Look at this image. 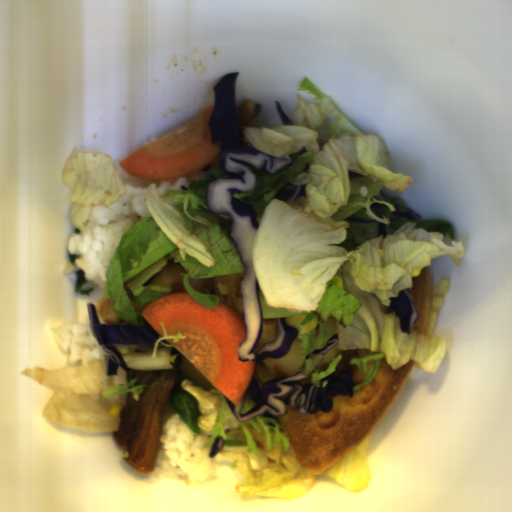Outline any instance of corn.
<instances>
[{
  "label": "corn",
  "mask_w": 512,
  "mask_h": 512,
  "mask_svg": "<svg viewBox=\"0 0 512 512\" xmlns=\"http://www.w3.org/2000/svg\"><path fill=\"white\" fill-rule=\"evenodd\" d=\"M307 317V314L294 315L290 317H286V322L289 327H294L297 330L298 339H302V335L312 331L318 325L319 319L316 316L312 320H310L306 325H300L302 321Z\"/></svg>",
  "instance_id": "1"
},
{
  "label": "corn",
  "mask_w": 512,
  "mask_h": 512,
  "mask_svg": "<svg viewBox=\"0 0 512 512\" xmlns=\"http://www.w3.org/2000/svg\"><path fill=\"white\" fill-rule=\"evenodd\" d=\"M123 408L124 404H117L115 406H112L109 414H111L112 416H121L120 410Z\"/></svg>",
  "instance_id": "2"
},
{
  "label": "corn",
  "mask_w": 512,
  "mask_h": 512,
  "mask_svg": "<svg viewBox=\"0 0 512 512\" xmlns=\"http://www.w3.org/2000/svg\"><path fill=\"white\" fill-rule=\"evenodd\" d=\"M421 273H422V267H416V268H414L411 276H414L416 278V277H419L421 275Z\"/></svg>",
  "instance_id": "3"
}]
</instances>
